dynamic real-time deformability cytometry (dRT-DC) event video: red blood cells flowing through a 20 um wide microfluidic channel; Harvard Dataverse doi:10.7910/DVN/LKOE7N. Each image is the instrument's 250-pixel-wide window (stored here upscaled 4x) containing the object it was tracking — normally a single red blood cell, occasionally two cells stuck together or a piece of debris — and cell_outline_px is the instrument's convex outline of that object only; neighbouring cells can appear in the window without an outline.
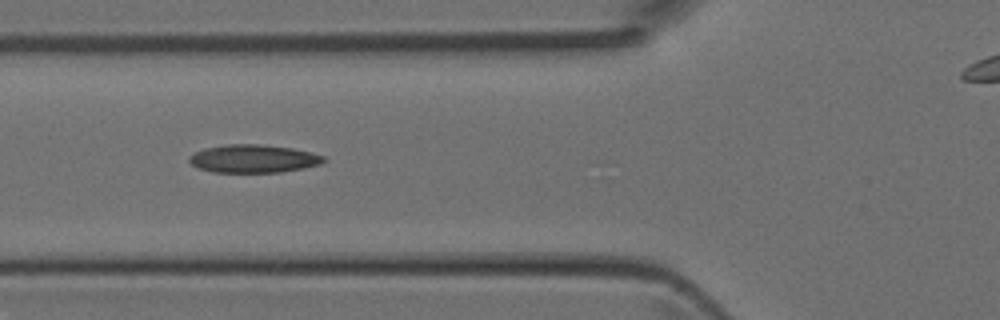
{"species": "Egyptian fruit bat (a non-hibernating species)", "species_latin": "Rousettus aegyptiacus", "temperature_condition": "room temperature", "stored_images_in_passage": 2, "camera_frame_rate_fps": 3000, "um_per_image_px": 0.085, "animal": {"sex": "female"}, "frame": {"image": 1, "passage_image": 2, "time_ms": 0.333, "image_size_px": [1000, 320], "cell_outline_px": [[328, 160], [320, 164], [304, 168], [280, 172], [212, 172], [196, 168], [188, 160], [188, 156], [204, 148], [228, 144], [260, 144], [292, 148], [324, 156]], "centroid_in_image_um": [21.52, 13.49], "position_along_channel_um": 104.3, "area_um2": 22.02}}